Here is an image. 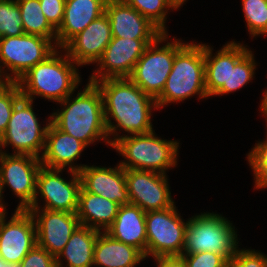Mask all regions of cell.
<instances>
[{"label":"cell","instance_id":"6da1fadb","mask_svg":"<svg viewBox=\"0 0 267 267\" xmlns=\"http://www.w3.org/2000/svg\"><path fill=\"white\" fill-rule=\"evenodd\" d=\"M95 84L103 96L110 146L123 136L148 133L153 130L151 113L154 109L158 110L156 100L147 95L130 78H108L96 81ZM111 118L115 122H112ZM120 129L125 131V135L120 136Z\"/></svg>","mask_w":267,"mask_h":267},{"label":"cell","instance_id":"7a4b0ae2","mask_svg":"<svg viewBox=\"0 0 267 267\" xmlns=\"http://www.w3.org/2000/svg\"><path fill=\"white\" fill-rule=\"evenodd\" d=\"M74 97V98H72ZM62 109L51 113V122L87 147L103 141L110 146L104 116L103 96L95 83H88L76 96L70 94L58 102ZM60 110V111H59Z\"/></svg>","mask_w":267,"mask_h":267},{"label":"cell","instance_id":"3957f363","mask_svg":"<svg viewBox=\"0 0 267 267\" xmlns=\"http://www.w3.org/2000/svg\"><path fill=\"white\" fill-rule=\"evenodd\" d=\"M60 51L63 52V48H57L16 81L24 98L33 101L37 96L58 103L78 89L81 82L78 65L66 52L63 55Z\"/></svg>","mask_w":267,"mask_h":267},{"label":"cell","instance_id":"277c9868","mask_svg":"<svg viewBox=\"0 0 267 267\" xmlns=\"http://www.w3.org/2000/svg\"><path fill=\"white\" fill-rule=\"evenodd\" d=\"M198 95L208 98L205 87L204 44L185 43L176 53L165 87L156 99L158 109Z\"/></svg>","mask_w":267,"mask_h":267},{"label":"cell","instance_id":"5b68a950","mask_svg":"<svg viewBox=\"0 0 267 267\" xmlns=\"http://www.w3.org/2000/svg\"><path fill=\"white\" fill-rule=\"evenodd\" d=\"M179 142L158 137L155 131L123 136L112 148L125 160L119 165L124 169L154 171L167 174L166 170L176 167Z\"/></svg>","mask_w":267,"mask_h":267},{"label":"cell","instance_id":"8992f818","mask_svg":"<svg viewBox=\"0 0 267 267\" xmlns=\"http://www.w3.org/2000/svg\"><path fill=\"white\" fill-rule=\"evenodd\" d=\"M236 233L233 223L221 214H196L188 219L182 254L214 252L230 261L239 248Z\"/></svg>","mask_w":267,"mask_h":267},{"label":"cell","instance_id":"52a82bcc","mask_svg":"<svg viewBox=\"0 0 267 267\" xmlns=\"http://www.w3.org/2000/svg\"><path fill=\"white\" fill-rule=\"evenodd\" d=\"M169 33H163L149 44L137 61L129 77L139 88L153 99L162 93L172 70L175 53L185 44L180 39L167 42ZM166 43L165 45L163 44ZM183 42V43H182ZM160 44L163 46L160 47Z\"/></svg>","mask_w":267,"mask_h":267},{"label":"cell","instance_id":"ba28073f","mask_svg":"<svg viewBox=\"0 0 267 267\" xmlns=\"http://www.w3.org/2000/svg\"><path fill=\"white\" fill-rule=\"evenodd\" d=\"M56 49L57 46L50 39L39 35L24 33L16 37H1L0 81L16 82Z\"/></svg>","mask_w":267,"mask_h":267},{"label":"cell","instance_id":"9c48e42d","mask_svg":"<svg viewBox=\"0 0 267 267\" xmlns=\"http://www.w3.org/2000/svg\"><path fill=\"white\" fill-rule=\"evenodd\" d=\"M33 101L22 97L14 106L6 131L1 136V150L10 145L14 153L40 159L45 147L46 132L51 122L41 127L33 110ZM41 153V154H40Z\"/></svg>","mask_w":267,"mask_h":267},{"label":"cell","instance_id":"30bf717a","mask_svg":"<svg viewBox=\"0 0 267 267\" xmlns=\"http://www.w3.org/2000/svg\"><path fill=\"white\" fill-rule=\"evenodd\" d=\"M181 217L175 204L146 212L147 258L182 255L188 220Z\"/></svg>","mask_w":267,"mask_h":267},{"label":"cell","instance_id":"8fae6325","mask_svg":"<svg viewBox=\"0 0 267 267\" xmlns=\"http://www.w3.org/2000/svg\"><path fill=\"white\" fill-rule=\"evenodd\" d=\"M64 169H53L41 166L37 175L36 194L33 204L29 208H43L49 210L76 213L78 209L81 179L78 172L67 170L70 181L61 176ZM41 194V195H40ZM44 198V207L38 204L39 197Z\"/></svg>","mask_w":267,"mask_h":267},{"label":"cell","instance_id":"7c38bea8","mask_svg":"<svg viewBox=\"0 0 267 267\" xmlns=\"http://www.w3.org/2000/svg\"><path fill=\"white\" fill-rule=\"evenodd\" d=\"M42 166L39 158L31 155L0 153V176L3 191L10 187L18 197L16 209L27 210L36 194L37 175Z\"/></svg>","mask_w":267,"mask_h":267},{"label":"cell","instance_id":"4fadbf2b","mask_svg":"<svg viewBox=\"0 0 267 267\" xmlns=\"http://www.w3.org/2000/svg\"><path fill=\"white\" fill-rule=\"evenodd\" d=\"M155 40L112 37L96 62V67H99L90 75L89 82L95 83L108 78H129L147 46Z\"/></svg>","mask_w":267,"mask_h":267},{"label":"cell","instance_id":"5bb4252c","mask_svg":"<svg viewBox=\"0 0 267 267\" xmlns=\"http://www.w3.org/2000/svg\"><path fill=\"white\" fill-rule=\"evenodd\" d=\"M167 176L154 171L125 169L130 204L145 212L172 207L175 203Z\"/></svg>","mask_w":267,"mask_h":267},{"label":"cell","instance_id":"9a60e30c","mask_svg":"<svg viewBox=\"0 0 267 267\" xmlns=\"http://www.w3.org/2000/svg\"><path fill=\"white\" fill-rule=\"evenodd\" d=\"M6 212H0V257L6 262L21 263L37 244L36 225L28 210L15 209L6 221Z\"/></svg>","mask_w":267,"mask_h":267},{"label":"cell","instance_id":"2e32d148","mask_svg":"<svg viewBox=\"0 0 267 267\" xmlns=\"http://www.w3.org/2000/svg\"><path fill=\"white\" fill-rule=\"evenodd\" d=\"M36 225L37 245L57 257L81 225L76 213L41 208L27 209Z\"/></svg>","mask_w":267,"mask_h":267},{"label":"cell","instance_id":"e0dca14e","mask_svg":"<svg viewBox=\"0 0 267 267\" xmlns=\"http://www.w3.org/2000/svg\"><path fill=\"white\" fill-rule=\"evenodd\" d=\"M111 40V25L104 13L74 36L63 50L78 67H82L96 63Z\"/></svg>","mask_w":267,"mask_h":267},{"label":"cell","instance_id":"ac0fdd59","mask_svg":"<svg viewBox=\"0 0 267 267\" xmlns=\"http://www.w3.org/2000/svg\"><path fill=\"white\" fill-rule=\"evenodd\" d=\"M105 13L111 25L112 37L157 39L163 34L148 18L122 0H107Z\"/></svg>","mask_w":267,"mask_h":267},{"label":"cell","instance_id":"d6986e66","mask_svg":"<svg viewBox=\"0 0 267 267\" xmlns=\"http://www.w3.org/2000/svg\"><path fill=\"white\" fill-rule=\"evenodd\" d=\"M81 187L119 205L130 204L126 187L125 169L85 165L79 172Z\"/></svg>","mask_w":267,"mask_h":267},{"label":"cell","instance_id":"ffe728a7","mask_svg":"<svg viewBox=\"0 0 267 267\" xmlns=\"http://www.w3.org/2000/svg\"><path fill=\"white\" fill-rule=\"evenodd\" d=\"M87 146L75 137L59 130L50 122L45 139V147L40 161L43 166L53 169H67L79 172L85 165H76Z\"/></svg>","mask_w":267,"mask_h":267},{"label":"cell","instance_id":"44dd1931","mask_svg":"<svg viewBox=\"0 0 267 267\" xmlns=\"http://www.w3.org/2000/svg\"><path fill=\"white\" fill-rule=\"evenodd\" d=\"M107 0H66L64 18L57 29V48H63L74 36L105 13Z\"/></svg>","mask_w":267,"mask_h":267},{"label":"cell","instance_id":"7402d4cb","mask_svg":"<svg viewBox=\"0 0 267 267\" xmlns=\"http://www.w3.org/2000/svg\"><path fill=\"white\" fill-rule=\"evenodd\" d=\"M146 212L137 205H121L112 225L105 231L112 238L137 248L147 258Z\"/></svg>","mask_w":267,"mask_h":267},{"label":"cell","instance_id":"603a6c76","mask_svg":"<svg viewBox=\"0 0 267 267\" xmlns=\"http://www.w3.org/2000/svg\"><path fill=\"white\" fill-rule=\"evenodd\" d=\"M146 260L135 247L112 238L106 232H99L94 246L93 266L135 267Z\"/></svg>","mask_w":267,"mask_h":267},{"label":"cell","instance_id":"cb8c5ba5","mask_svg":"<svg viewBox=\"0 0 267 267\" xmlns=\"http://www.w3.org/2000/svg\"><path fill=\"white\" fill-rule=\"evenodd\" d=\"M120 206L81 187L76 215L82 226L105 232L115 220Z\"/></svg>","mask_w":267,"mask_h":267},{"label":"cell","instance_id":"d4e9b609","mask_svg":"<svg viewBox=\"0 0 267 267\" xmlns=\"http://www.w3.org/2000/svg\"><path fill=\"white\" fill-rule=\"evenodd\" d=\"M99 232L80 225L56 257L57 267H93L94 246Z\"/></svg>","mask_w":267,"mask_h":267},{"label":"cell","instance_id":"484cf974","mask_svg":"<svg viewBox=\"0 0 267 267\" xmlns=\"http://www.w3.org/2000/svg\"><path fill=\"white\" fill-rule=\"evenodd\" d=\"M247 47L239 42H229L228 86H222L213 96L236 92L251 82L257 65L254 54Z\"/></svg>","mask_w":267,"mask_h":267},{"label":"cell","instance_id":"4316f807","mask_svg":"<svg viewBox=\"0 0 267 267\" xmlns=\"http://www.w3.org/2000/svg\"><path fill=\"white\" fill-rule=\"evenodd\" d=\"M212 53L213 48L204 44L205 87L208 97H213L222 86H228L229 42L216 54Z\"/></svg>","mask_w":267,"mask_h":267},{"label":"cell","instance_id":"83f0119b","mask_svg":"<svg viewBox=\"0 0 267 267\" xmlns=\"http://www.w3.org/2000/svg\"><path fill=\"white\" fill-rule=\"evenodd\" d=\"M20 8L23 31L50 39L57 46V30L42 12L39 0H16Z\"/></svg>","mask_w":267,"mask_h":267},{"label":"cell","instance_id":"f1b7e54d","mask_svg":"<svg viewBox=\"0 0 267 267\" xmlns=\"http://www.w3.org/2000/svg\"><path fill=\"white\" fill-rule=\"evenodd\" d=\"M144 17L148 18L163 33H168L166 25L168 10H177L171 0H122Z\"/></svg>","mask_w":267,"mask_h":267},{"label":"cell","instance_id":"f546056e","mask_svg":"<svg viewBox=\"0 0 267 267\" xmlns=\"http://www.w3.org/2000/svg\"><path fill=\"white\" fill-rule=\"evenodd\" d=\"M241 3L251 37L267 36V0H241Z\"/></svg>","mask_w":267,"mask_h":267},{"label":"cell","instance_id":"4dcf8cb0","mask_svg":"<svg viewBox=\"0 0 267 267\" xmlns=\"http://www.w3.org/2000/svg\"><path fill=\"white\" fill-rule=\"evenodd\" d=\"M23 34V22L17 1L0 0V38Z\"/></svg>","mask_w":267,"mask_h":267},{"label":"cell","instance_id":"1f68e13d","mask_svg":"<svg viewBox=\"0 0 267 267\" xmlns=\"http://www.w3.org/2000/svg\"><path fill=\"white\" fill-rule=\"evenodd\" d=\"M22 97L17 82L0 81V137L8 127L15 104Z\"/></svg>","mask_w":267,"mask_h":267},{"label":"cell","instance_id":"d6a6232c","mask_svg":"<svg viewBox=\"0 0 267 267\" xmlns=\"http://www.w3.org/2000/svg\"><path fill=\"white\" fill-rule=\"evenodd\" d=\"M247 161L254 174V188L267 189V137L255 143L247 154Z\"/></svg>","mask_w":267,"mask_h":267},{"label":"cell","instance_id":"836d02e7","mask_svg":"<svg viewBox=\"0 0 267 267\" xmlns=\"http://www.w3.org/2000/svg\"><path fill=\"white\" fill-rule=\"evenodd\" d=\"M228 265L229 267H267V255L255 249L238 248Z\"/></svg>","mask_w":267,"mask_h":267},{"label":"cell","instance_id":"e575fe53","mask_svg":"<svg viewBox=\"0 0 267 267\" xmlns=\"http://www.w3.org/2000/svg\"><path fill=\"white\" fill-rule=\"evenodd\" d=\"M186 267H227L229 261L222 255L214 252H198L182 254Z\"/></svg>","mask_w":267,"mask_h":267},{"label":"cell","instance_id":"d590c367","mask_svg":"<svg viewBox=\"0 0 267 267\" xmlns=\"http://www.w3.org/2000/svg\"><path fill=\"white\" fill-rule=\"evenodd\" d=\"M20 267H57L56 257L36 244L22 259Z\"/></svg>","mask_w":267,"mask_h":267},{"label":"cell","instance_id":"8d00e7d4","mask_svg":"<svg viewBox=\"0 0 267 267\" xmlns=\"http://www.w3.org/2000/svg\"><path fill=\"white\" fill-rule=\"evenodd\" d=\"M43 14L57 30L62 24L66 0H39Z\"/></svg>","mask_w":267,"mask_h":267},{"label":"cell","instance_id":"74e56055","mask_svg":"<svg viewBox=\"0 0 267 267\" xmlns=\"http://www.w3.org/2000/svg\"><path fill=\"white\" fill-rule=\"evenodd\" d=\"M156 267H186L184 258L180 256H164L153 258Z\"/></svg>","mask_w":267,"mask_h":267},{"label":"cell","instance_id":"f35d334b","mask_svg":"<svg viewBox=\"0 0 267 267\" xmlns=\"http://www.w3.org/2000/svg\"><path fill=\"white\" fill-rule=\"evenodd\" d=\"M262 102H260V111L264 117L267 116V89L263 92Z\"/></svg>","mask_w":267,"mask_h":267},{"label":"cell","instance_id":"ab89813d","mask_svg":"<svg viewBox=\"0 0 267 267\" xmlns=\"http://www.w3.org/2000/svg\"><path fill=\"white\" fill-rule=\"evenodd\" d=\"M3 186H2V182H1V176H0V212H6V206H5V202L3 200ZM3 200V201H2Z\"/></svg>","mask_w":267,"mask_h":267},{"label":"cell","instance_id":"60d3db41","mask_svg":"<svg viewBox=\"0 0 267 267\" xmlns=\"http://www.w3.org/2000/svg\"><path fill=\"white\" fill-rule=\"evenodd\" d=\"M4 267H20V263H11L4 261Z\"/></svg>","mask_w":267,"mask_h":267},{"label":"cell","instance_id":"b9f144b4","mask_svg":"<svg viewBox=\"0 0 267 267\" xmlns=\"http://www.w3.org/2000/svg\"><path fill=\"white\" fill-rule=\"evenodd\" d=\"M171 1L177 6V8H180L181 6H183L182 4L186 2V0H171Z\"/></svg>","mask_w":267,"mask_h":267},{"label":"cell","instance_id":"7bdbcfd3","mask_svg":"<svg viewBox=\"0 0 267 267\" xmlns=\"http://www.w3.org/2000/svg\"><path fill=\"white\" fill-rule=\"evenodd\" d=\"M4 261L5 260L0 257V267H4Z\"/></svg>","mask_w":267,"mask_h":267},{"label":"cell","instance_id":"ee69618b","mask_svg":"<svg viewBox=\"0 0 267 267\" xmlns=\"http://www.w3.org/2000/svg\"><path fill=\"white\" fill-rule=\"evenodd\" d=\"M2 152V150H1V137H0V153Z\"/></svg>","mask_w":267,"mask_h":267}]
</instances>
